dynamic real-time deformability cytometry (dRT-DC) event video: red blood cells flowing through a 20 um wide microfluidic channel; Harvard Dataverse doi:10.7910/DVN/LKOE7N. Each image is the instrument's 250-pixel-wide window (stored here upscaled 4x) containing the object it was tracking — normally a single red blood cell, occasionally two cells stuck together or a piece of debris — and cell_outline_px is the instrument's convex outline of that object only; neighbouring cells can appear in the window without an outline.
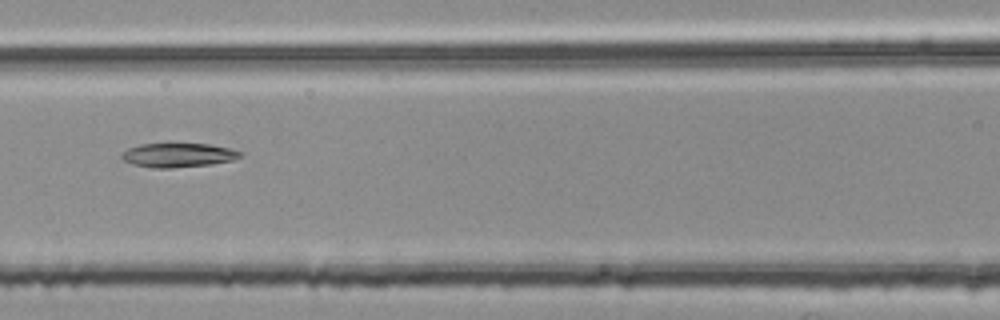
{"species": "common noctule bat (a hibernating species)", "species_latin": "Nyctalus noctula", "temperature_condition": "room temperature", "stored_images_in_passage": 33, "camera_frame_rate_fps": 3000, "um_per_image_px": 0.085, "animal": {"sex": "female", "body_mass_g": 25.1}, "frame": {"image": 1, "passage_image": 7, "time_ms": 2.0, "image_size_px": [1000, 320], "cell_outline_px": [[244, 152], [240, 156], [232, 160], [208, 164], [172, 168], [152, 168], [132, 164], [124, 160], [120, 156], [128, 148], [140, 144], [208, 144], [232, 148]], "centroid_in_image_um": [15.14, 13.18], "position_along_channel_um": 151.5, "area_um2": 16.53}}
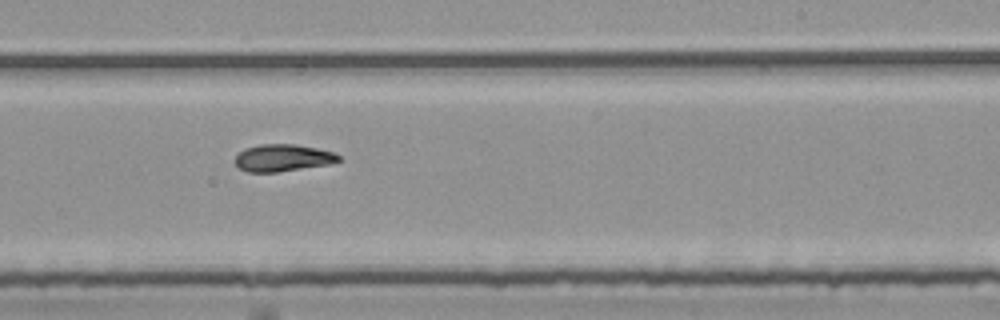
{"frame": {"image": 2, "passage_image": 16, "time_ms": 5.0, "image_size_px": [1000, 320], "cell_outline_px": [[340, 160], [328, 164], [276, 172], [248, 172], [240, 168], [232, 160], [244, 148], [260, 144], [296, 144], [336, 152], [340, 156]], "centroid_in_image_um": [24.01, 13.4], "position_along_channel_um": 265.0, "area_um2": 16.36}}
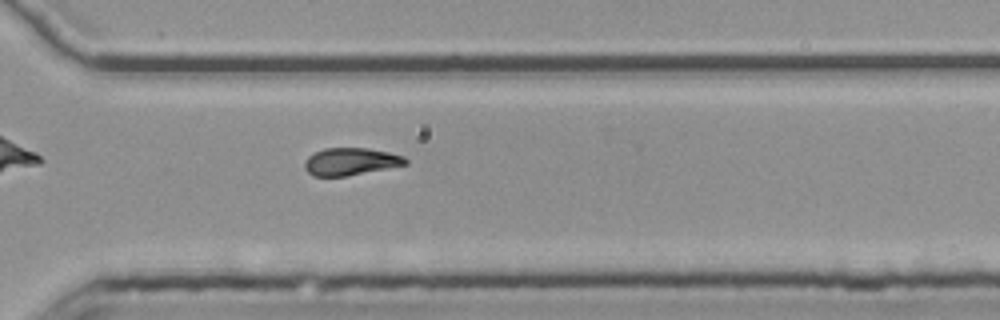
{"frame": {"image": 3, "passage_image": 22, "time_ms": 7.0, "image_size_px": [1000, 320], "cell_outline_px": [[408, 164], [344, 176], [312, 176], [304, 168], [304, 160], [308, 156], [324, 148], [368, 148], [388, 152], [404, 156], [408, 160]], "centroid_in_image_um": [29.78, 13.72], "position_along_channel_um": 340.8, "area_um2": 16.01}}